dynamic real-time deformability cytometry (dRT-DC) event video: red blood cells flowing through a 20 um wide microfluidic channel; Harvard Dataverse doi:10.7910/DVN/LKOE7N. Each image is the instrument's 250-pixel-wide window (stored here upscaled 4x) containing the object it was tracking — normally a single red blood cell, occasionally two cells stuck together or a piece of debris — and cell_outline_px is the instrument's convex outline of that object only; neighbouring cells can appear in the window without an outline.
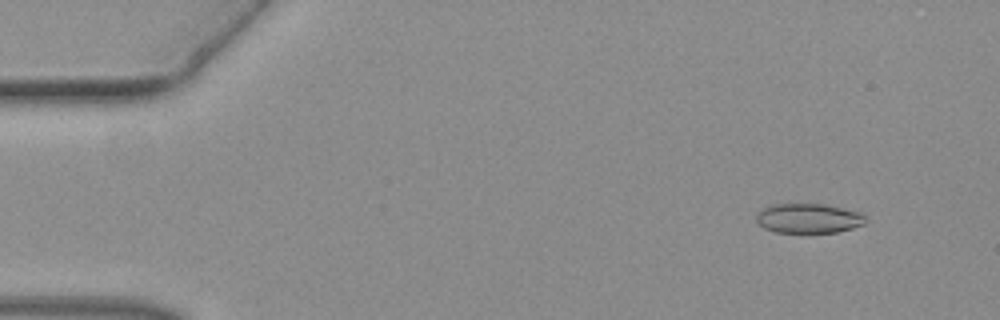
{"species": "common noctule bat (a hibernating species)", "species_latin": "Nyctalus noctula", "temperature_condition": "warm", "stored_images_in_passage": 50, "camera_frame_rate_fps": 3000, "um_per_image_px": 0.085, "animal": {"sex": "female", "body_mass_g": 19.3, "forearm_length_mm": 54.1}, "frame": {"image": 1, "passage_image": 5, "time_ms": 1.333, "image_size_px": [1000, 320], "cell_outline_px": [[864, 224], [852, 228], [836, 232], [808, 236], [776, 232], [764, 228], [756, 220], [756, 216], [764, 208], [772, 204], [824, 204], [860, 212], [864, 216]], "centroid_in_image_um": [68.71, 18.61], "position_along_channel_um": 16.3, "area_um2": 19.42}}
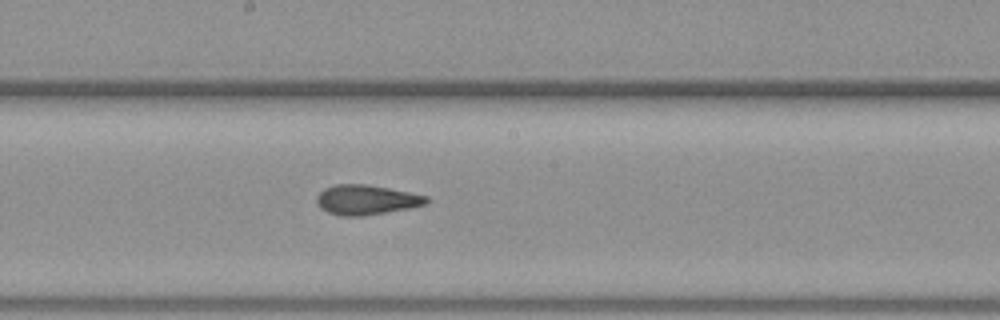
{"frame": {"image": 2, "passage_image": 27, "time_ms": 8.667, "image_size_px": [1000, 320], "cell_outline_px": [[428, 200], [424, 204], [408, 208], [364, 216], [340, 216], [328, 212], [320, 208], [316, 204], [316, 196], [324, 188], [336, 184], [364, 184], [388, 188], [428, 196]], "centroid_in_image_um": [31.07, 16.98], "position_along_channel_um": 217.1, "area_um2": 18.96}}
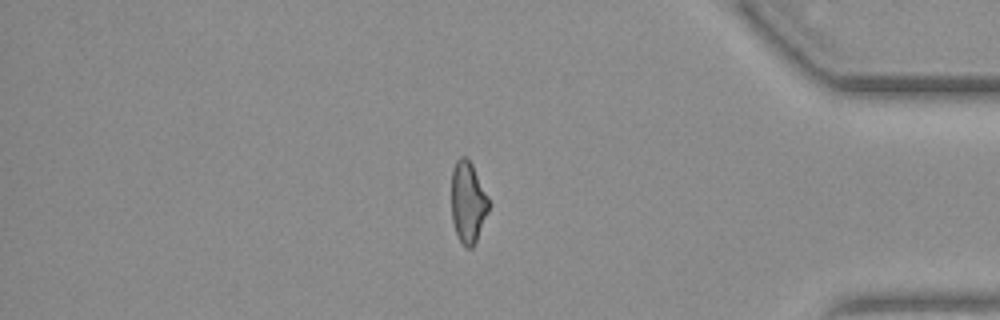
{"frame": {"image": 3, "passage_image": 42, "time_ms": 13.667, "image_size_px": [1000, 320], "cell_outline_px": [[488, 212], [476, 240], [472, 248], [464, 248], [456, 232], [452, 220], [452, 168], [456, 160], [460, 156], [464, 156], [472, 164], [488, 196]], "centroid_in_image_um": [39.76, 17.18], "position_along_channel_um": 395.4, "area_um2": 17.51}}